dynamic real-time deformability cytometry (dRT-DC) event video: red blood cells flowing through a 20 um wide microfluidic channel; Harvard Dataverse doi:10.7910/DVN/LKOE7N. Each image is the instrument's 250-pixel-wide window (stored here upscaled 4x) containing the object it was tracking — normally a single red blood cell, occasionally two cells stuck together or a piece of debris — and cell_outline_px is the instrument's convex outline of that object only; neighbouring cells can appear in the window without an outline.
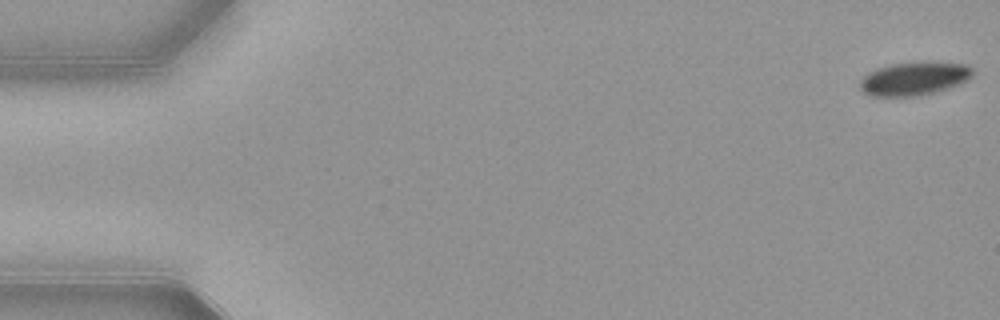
{"species": "common noctule bat (a hibernating species)", "species_latin": "Nyctalus noctula", "temperature_condition": "warm", "stored_images_in_passage": 53, "camera_frame_rate_fps": 3000, "um_per_image_px": 0.085, "animal": {"sex": "female", "body_mass_g": 21.9}, "frame": {"image": 1, "passage_image": 1, "time_ms": 0.0, "image_size_px": [1000, 320], "cell_outline_px": [[976, 72], [968, 80], [960, 84], [948, 88], [920, 96], [868, 96], [860, 88], [860, 80], [868, 72], [892, 64], [924, 60], [968, 64]], "centroid_in_image_um": [77.76, 6.66], "position_along_channel_um": 7.2, "area_um2": 22.43}}
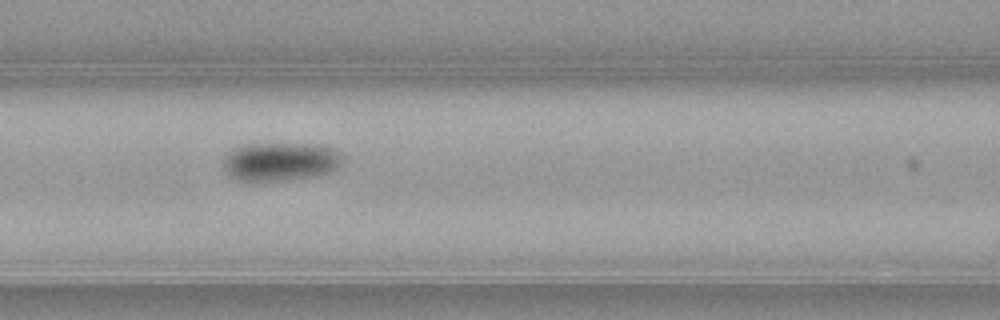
{"frame": {"image": 2, "passage_image": 23, "time_ms": 7.333, "image_size_px": [1000, 320], "cell_outline_px": [[344, 160], [340, 168], [332, 172], [316, 176], [288, 180], [236, 180], [228, 176], [224, 172], [224, 156], [228, 152], [240, 144], [316, 144], [332, 148], [340, 152], [344, 156]], "centroid_in_image_um": [23.86, 13.73], "position_along_channel_um": 142.7, "area_um2": 27.28}}
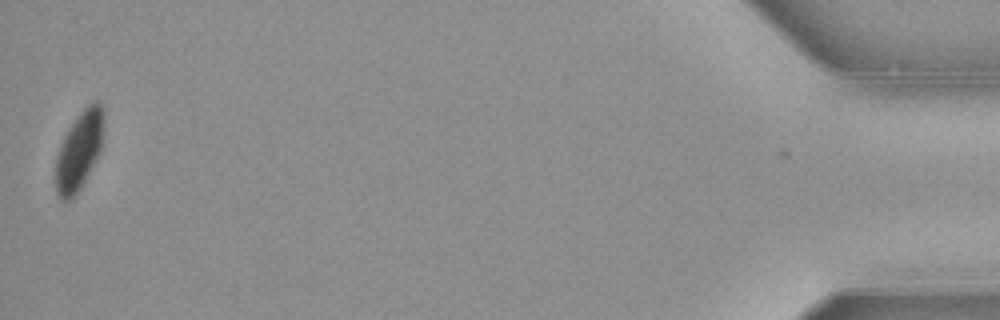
{"frame": {"image": 3, "passage_image": 53, "time_ms": 17.333, "image_size_px": [1000, 320], "cell_outline_px": [[104, 124], [100, 152], [84, 184], [76, 196], [72, 200], [60, 200], [56, 196], [56, 156], [64, 136], [80, 112], [92, 100], [96, 100], [104, 108]], "centroid_in_image_um": [6.74, 12.84], "position_along_channel_um": 428.5, "area_um2": 22.31}, "authors_computed_cell_mechanics": {"area_um2": 24.4494, "velocity_mm_per_s": 3.8615, "shape_relaxation_time_tau1_ms": 6.3084, "shape_relaxation_time_tau2_ms": null, "deformation_change_tau1": 0.1368, "deformation_change_tau2": null}}